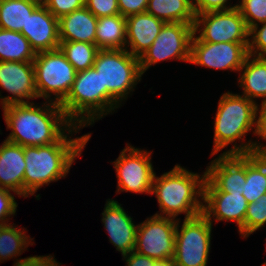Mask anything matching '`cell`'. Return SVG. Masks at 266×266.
<instances>
[{"mask_svg":"<svg viewBox=\"0 0 266 266\" xmlns=\"http://www.w3.org/2000/svg\"><path fill=\"white\" fill-rule=\"evenodd\" d=\"M47 102L49 105L44 103L43 107L33 102L2 107L7 129H12L6 140L23 147H38L57 142L66 130L77 133L80 127L67 119L60 105L52 99Z\"/></svg>","mask_w":266,"mask_h":266,"instance_id":"1","label":"cell"},{"mask_svg":"<svg viewBox=\"0 0 266 266\" xmlns=\"http://www.w3.org/2000/svg\"><path fill=\"white\" fill-rule=\"evenodd\" d=\"M91 133L75 139L64 134L57 142L46 146H25L23 196L35 194L38 188L65 177L76 157H79Z\"/></svg>","mask_w":266,"mask_h":266,"instance_id":"2","label":"cell"},{"mask_svg":"<svg viewBox=\"0 0 266 266\" xmlns=\"http://www.w3.org/2000/svg\"><path fill=\"white\" fill-rule=\"evenodd\" d=\"M205 179L206 172L200 177L180 165L161 177L155 174L151 194L156 195L163 214L155 215L175 219L178 214L185 213V219H188L203 213L204 203L197 197L203 200Z\"/></svg>","mask_w":266,"mask_h":266,"instance_id":"3","label":"cell"},{"mask_svg":"<svg viewBox=\"0 0 266 266\" xmlns=\"http://www.w3.org/2000/svg\"><path fill=\"white\" fill-rule=\"evenodd\" d=\"M93 67L99 72L102 88H106V115L118 108L143 75L139 58L127 49H99Z\"/></svg>","mask_w":266,"mask_h":266,"instance_id":"4","label":"cell"},{"mask_svg":"<svg viewBox=\"0 0 266 266\" xmlns=\"http://www.w3.org/2000/svg\"><path fill=\"white\" fill-rule=\"evenodd\" d=\"M59 105L67 119L80 128L106 115V88H102L99 72L94 67L77 72L70 92Z\"/></svg>","mask_w":266,"mask_h":266,"instance_id":"5","label":"cell"},{"mask_svg":"<svg viewBox=\"0 0 266 266\" xmlns=\"http://www.w3.org/2000/svg\"><path fill=\"white\" fill-rule=\"evenodd\" d=\"M255 102L243 95L230 92L222 95L215 117L214 146L211 155H215L235 140L242 139L254 126L256 128L259 105Z\"/></svg>","mask_w":266,"mask_h":266,"instance_id":"6","label":"cell"},{"mask_svg":"<svg viewBox=\"0 0 266 266\" xmlns=\"http://www.w3.org/2000/svg\"><path fill=\"white\" fill-rule=\"evenodd\" d=\"M35 87L38 98L48 99L55 95V103L60 104L70 92L77 71L59 49L36 53L33 60Z\"/></svg>","mask_w":266,"mask_h":266,"instance_id":"7","label":"cell"},{"mask_svg":"<svg viewBox=\"0 0 266 266\" xmlns=\"http://www.w3.org/2000/svg\"><path fill=\"white\" fill-rule=\"evenodd\" d=\"M177 220L174 261L177 266H206L210 251L212 219L203 213L184 219L181 230Z\"/></svg>","mask_w":266,"mask_h":266,"instance_id":"8","label":"cell"},{"mask_svg":"<svg viewBox=\"0 0 266 266\" xmlns=\"http://www.w3.org/2000/svg\"><path fill=\"white\" fill-rule=\"evenodd\" d=\"M194 24L168 22L149 49L139 58L142 74L160 61L177 59L190 62L191 40Z\"/></svg>","mask_w":266,"mask_h":266,"instance_id":"9","label":"cell"},{"mask_svg":"<svg viewBox=\"0 0 266 266\" xmlns=\"http://www.w3.org/2000/svg\"><path fill=\"white\" fill-rule=\"evenodd\" d=\"M197 31L200 34L197 37L203 42L249 43L250 41L249 30L237 7L196 15L194 33Z\"/></svg>","mask_w":266,"mask_h":266,"instance_id":"10","label":"cell"},{"mask_svg":"<svg viewBox=\"0 0 266 266\" xmlns=\"http://www.w3.org/2000/svg\"><path fill=\"white\" fill-rule=\"evenodd\" d=\"M177 222L153 215L138 225L134 251L156 260L173 259Z\"/></svg>","mask_w":266,"mask_h":266,"instance_id":"11","label":"cell"},{"mask_svg":"<svg viewBox=\"0 0 266 266\" xmlns=\"http://www.w3.org/2000/svg\"><path fill=\"white\" fill-rule=\"evenodd\" d=\"M150 155L147 151L128 145L122 150L114 162L118 178L117 192L151 194L155 173Z\"/></svg>","mask_w":266,"mask_h":266,"instance_id":"12","label":"cell"},{"mask_svg":"<svg viewBox=\"0 0 266 266\" xmlns=\"http://www.w3.org/2000/svg\"><path fill=\"white\" fill-rule=\"evenodd\" d=\"M195 35L191 40L190 63L213 69L240 71L249 55V43H209Z\"/></svg>","mask_w":266,"mask_h":266,"instance_id":"13","label":"cell"},{"mask_svg":"<svg viewBox=\"0 0 266 266\" xmlns=\"http://www.w3.org/2000/svg\"><path fill=\"white\" fill-rule=\"evenodd\" d=\"M205 172L204 192L242 194L246 183V154H221Z\"/></svg>","mask_w":266,"mask_h":266,"instance_id":"14","label":"cell"},{"mask_svg":"<svg viewBox=\"0 0 266 266\" xmlns=\"http://www.w3.org/2000/svg\"><path fill=\"white\" fill-rule=\"evenodd\" d=\"M0 86L13 95L1 97L2 107L9 104L29 103L23 100L24 98H38L33 62L0 61Z\"/></svg>","mask_w":266,"mask_h":266,"instance_id":"15","label":"cell"},{"mask_svg":"<svg viewBox=\"0 0 266 266\" xmlns=\"http://www.w3.org/2000/svg\"><path fill=\"white\" fill-rule=\"evenodd\" d=\"M21 33L35 53L59 49L58 19L46 8L37 7L28 17Z\"/></svg>","mask_w":266,"mask_h":266,"instance_id":"16","label":"cell"},{"mask_svg":"<svg viewBox=\"0 0 266 266\" xmlns=\"http://www.w3.org/2000/svg\"><path fill=\"white\" fill-rule=\"evenodd\" d=\"M102 222L109 234L110 242L122 255L134 251L138 225L127 215L123 207L115 200H107L102 213Z\"/></svg>","mask_w":266,"mask_h":266,"instance_id":"17","label":"cell"},{"mask_svg":"<svg viewBox=\"0 0 266 266\" xmlns=\"http://www.w3.org/2000/svg\"><path fill=\"white\" fill-rule=\"evenodd\" d=\"M203 214L215 221H236L241 236L244 237V220L248 202L242 194L226 192H204ZM212 215V216H211Z\"/></svg>","mask_w":266,"mask_h":266,"instance_id":"18","label":"cell"},{"mask_svg":"<svg viewBox=\"0 0 266 266\" xmlns=\"http://www.w3.org/2000/svg\"><path fill=\"white\" fill-rule=\"evenodd\" d=\"M165 22L148 12L126 17V44L128 52L140 58L153 44Z\"/></svg>","mask_w":266,"mask_h":266,"instance_id":"19","label":"cell"},{"mask_svg":"<svg viewBox=\"0 0 266 266\" xmlns=\"http://www.w3.org/2000/svg\"><path fill=\"white\" fill-rule=\"evenodd\" d=\"M24 147L7 140L0 149V187L23 196Z\"/></svg>","mask_w":266,"mask_h":266,"instance_id":"20","label":"cell"},{"mask_svg":"<svg viewBox=\"0 0 266 266\" xmlns=\"http://www.w3.org/2000/svg\"><path fill=\"white\" fill-rule=\"evenodd\" d=\"M95 17L85 6L58 19L60 41H78L95 44Z\"/></svg>","mask_w":266,"mask_h":266,"instance_id":"21","label":"cell"},{"mask_svg":"<svg viewBox=\"0 0 266 266\" xmlns=\"http://www.w3.org/2000/svg\"><path fill=\"white\" fill-rule=\"evenodd\" d=\"M248 55L240 71L244 70L239 77V83L244 90L243 96L254 101V98H264L261 104L266 103V57L251 59Z\"/></svg>","mask_w":266,"mask_h":266,"instance_id":"22","label":"cell"},{"mask_svg":"<svg viewBox=\"0 0 266 266\" xmlns=\"http://www.w3.org/2000/svg\"><path fill=\"white\" fill-rule=\"evenodd\" d=\"M126 18L112 15L98 18L95 45L99 49H127Z\"/></svg>","mask_w":266,"mask_h":266,"instance_id":"23","label":"cell"},{"mask_svg":"<svg viewBox=\"0 0 266 266\" xmlns=\"http://www.w3.org/2000/svg\"><path fill=\"white\" fill-rule=\"evenodd\" d=\"M192 0H149L146 12L168 22L195 23Z\"/></svg>","mask_w":266,"mask_h":266,"instance_id":"24","label":"cell"},{"mask_svg":"<svg viewBox=\"0 0 266 266\" xmlns=\"http://www.w3.org/2000/svg\"><path fill=\"white\" fill-rule=\"evenodd\" d=\"M36 53L21 33L0 28V61L33 62Z\"/></svg>","mask_w":266,"mask_h":266,"instance_id":"25","label":"cell"},{"mask_svg":"<svg viewBox=\"0 0 266 266\" xmlns=\"http://www.w3.org/2000/svg\"><path fill=\"white\" fill-rule=\"evenodd\" d=\"M37 7L26 0H0V28L21 32Z\"/></svg>","mask_w":266,"mask_h":266,"instance_id":"26","label":"cell"},{"mask_svg":"<svg viewBox=\"0 0 266 266\" xmlns=\"http://www.w3.org/2000/svg\"><path fill=\"white\" fill-rule=\"evenodd\" d=\"M266 193V166L255 154H246V183L242 195L248 203Z\"/></svg>","mask_w":266,"mask_h":266,"instance_id":"27","label":"cell"},{"mask_svg":"<svg viewBox=\"0 0 266 266\" xmlns=\"http://www.w3.org/2000/svg\"><path fill=\"white\" fill-rule=\"evenodd\" d=\"M59 48L77 72L92 68L99 51L95 44L78 41H60Z\"/></svg>","mask_w":266,"mask_h":266,"instance_id":"28","label":"cell"},{"mask_svg":"<svg viewBox=\"0 0 266 266\" xmlns=\"http://www.w3.org/2000/svg\"><path fill=\"white\" fill-rule=\"evenodd\" d=\"M28 236L12 224H1L0 233V262L21 255V251L29 246ZM16 255V256H15Z\"/></svg>","mask_w":266,"mask_h":266,"instance_id":"29","label":"cell"},{"mask_svg":"<svg viewBox=\"0 0 266 266\" xmlns=\"http://www.w3.org/2000/svg\"><path fill=\"white\" fill-rule=\"evenodd\" d=\"M266 224V193L255 202L248 203L244 220V237Z\"/></svg>","mask_w":266,"mask_h":266,"instance_id":"30","label":"cell"},{"mask_svg":"<svg viewBox=\"0 0 266 266\" xmlns=\"http://www.w3.org/2000/svg\"><path fill=\"white\" fill-rule=\"evenodd\" d=\"M237 8L248 30L259 25L258 23L266 22V0H241Z\"/></svg>","mask_w":266,"mask_h":266,"instance_id":"31","label":"cell"},{"mask_svg":"<svg viewBox=\"0 0 266 266\" xmlns=\"http://www.w3.org/2000/svg\"><path fill=\"white\" fill-rule=\"evenodd\" d=\"M261 24L260 29L256 25L249 30V36L253 37L251 42L249 41L248 53L252 57H266V22Z\"/></svg>","mask_w":266,"mask_h":266,"instance_id":"32","label":"cell"},{"mask_svg":"<svg viewBox=\"0 0 266 266\" xmlns=\"http://www.w3.org/2000/svg\"><path fill=\"white\" fill-rule=\"evenodd\" d=\"M85 7L97 18L118 15V0H85Z\"/></svg>","mask_w":266,"mask_h":266,"instance_id":"33","label":"cell"},{"mask_svg":"<svg viewBox=\"0 0 266 266\" xmlns=\"http://www.w3.org/2000/svg\"><path fill=\"white\" fill-rule=\"evenodd\" d=\"M85 6V0H49L46 8L59 19Z\"/></svg>","mask_w":266,"mask_h":266,"instance_id":"34","label":"cell"},{"mask_svg":"<svg viewBox=\"0 0 266 266\" xmlns=\"http://www.w3.org/2000/svg\"><path fill=\"white\" fill-rule=\"evenodd\" d=\"M11 190L0 187V224L8 225L7 217L15 215L17 203L14 196L10 193ZM7 219V220H6Z\"/></svg>","mask_w":266,"mask_h":266,"instance_id":"35","label":"cell"},{"mask_svg":"<svg viewBox=\"0 0 266 266\" xmlns=\"http://www.w3.org/2000/svg\"><path fill=\"white\" fill-rule=\"evenodd\" d=\"M223 154H255L266 166V146L259 145L257 142L242 143V145L233 146L231 150Z\"/></svg>","mask_w":266,"mask_h":266,"instance_id":"36","label":"cell"},{"mask_svg":"<svg viewBox=\"0 0 266 266\" xmlns=\"http://www.w3.org/2000/svg\"><path fill=\"white\" fill-rule=\"evenodd\" d=\"M193 1L194 2H192V4L195 15L210 11L229 10L237 7V4L232 7L231 6L227 7L225 3H227L228 0H193Z\"/></svg>","mask_w":266,"mask_h":266,"instance_id":"37","label":"cell"},{"mask_svg":"<svg viewBox=\"0 0 266 266\" xmlns=\"http://www.w3.org/2000/svg\"><path fill=\"white\" fill-rule=\"evenodd\" d=\"M149 0H118L120 15L128 17L146 12Z\"/></svg>","mask_w":266,"mask_h":266,"instance_id":"38","label":"cell"},{"mask_svg":"<svg viewBox=\"0 0 266 266\" xmlns=\"http://www.w3.org/2000/svg\"><path fill=\"white\" fill-rule=\"evenodd\" d=\"M52 256H31L18 260L14 266H59Z\"/></svg>","mask_w":266,"mask_h":266,"instance_id":"39","label":"cell"},{"mask_svg":"<svg viewBox=\"0 0 266 266\" xmlns=\"http://www.w3.org/2000/svg\"><path fill=\"white\" fill-rule=\"evenodd\" d=\"M126 260V266H154L156 259L141 255L135 251L123 256Z\"/></svg>","mask_w":266,"mask_h":266,"instance_id":"40","label":"cell"},{"mask_svg":"<svg viewBox=\"0 0 266 266\" xmlns=\"http://www.w3.org/2000/svg\"><path fill=\"white\" fill-rule=\"evenodd\" d=\"M259 116L256 120V128H254V133L261 137L262 139L266 140V103L261 104Z\"/></svg>","mask_w":266,"mask_h":266,"instance_id":"41","label":"cell"},{"mask_svg":"<svg viewBox=\"0 0 266 266\" xmlns=\"http://www.w3.org/2000/svg\"><path fill=\"white\" fill-rule=\"evenodd\" d=\"M154 266H177L174 259L156 260Z\"/></svg>","mask_w":266,"mask_h":266,"instance_id":"42","label":"cell"},{"mask_svg":"<svg viewBox=\"0 0 266 266\" xmlns=\"http://www.w3.org/2000/svg\"><path fill=\"white\" fill-rule=\"evenodd\" d=\"M26 1L38 7H46L49 2V0H26Z\"/></svg>","mask_w":266,"mask_h":266,"instance_id":"43","label":"cell"}]
</instances>
